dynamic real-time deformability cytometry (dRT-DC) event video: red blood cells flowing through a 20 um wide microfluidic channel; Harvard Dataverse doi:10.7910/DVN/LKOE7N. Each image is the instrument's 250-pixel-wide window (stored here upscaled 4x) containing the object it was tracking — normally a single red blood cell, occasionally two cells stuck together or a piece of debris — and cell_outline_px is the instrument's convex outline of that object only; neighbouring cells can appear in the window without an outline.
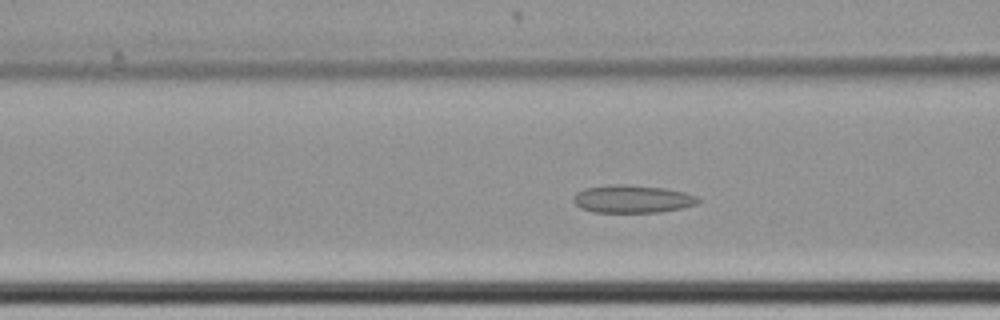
{"species": "common noctule bat (a hibernating species)", "species_latin": "Nyctalus noctula", "temperature_condition": "cold", "stored_images_in_passage": 57, "camera_frame_rate_fps": 3000, "um_per_image_px": 0.085, "animal": {"sex": "female", "body_mass_g": 22.7, "forearm_length_mm": 54.2}, "frame": {"image": 1, "passage_image": 21, "time_ms": 6.667, "image_size_px": [1000, 320], "cell_outline_px": [[700, 200], [696, 204], [680, 208], [660, 212], [592, 212], [580, 208], [572, 200], [572, 196], [576, 192], [584, 188], [608, 184], [628, 184], [664, 188], [684, 192], [696, 196]], "centroid_in_image_um": [53.68, 16.9], "position_along_channel_um": 112.9, "area_um2": 20.35}}
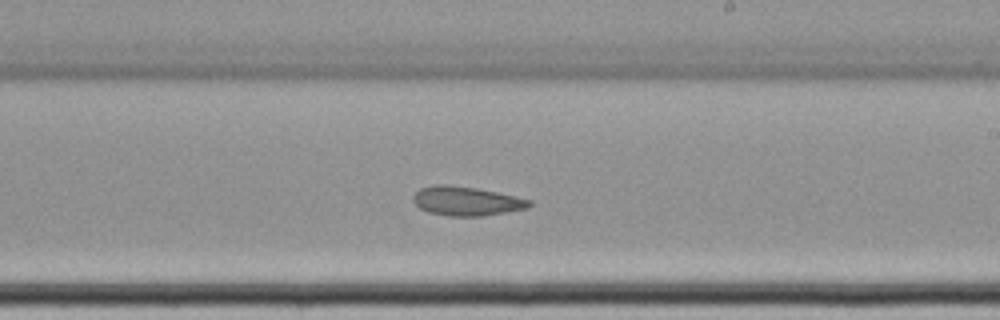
{"frame": {"image": 2, "passage_image": 33, "time_ms": 10.667, "image_size_px": [1000, 320], "cell_outline_px": [[532, 204], [528, 208], [484, 216], [448, 216], [428, 212], [420, 208], [412, 200], [412, 196], [420, 188], [436, 184], [448, 184], [476, 188], [516, 196], [532, 200]], "centroid_in_image_um": [39.64, 17.09], "position_along_channel_um": 249.4, "area_um2": 19.83}}
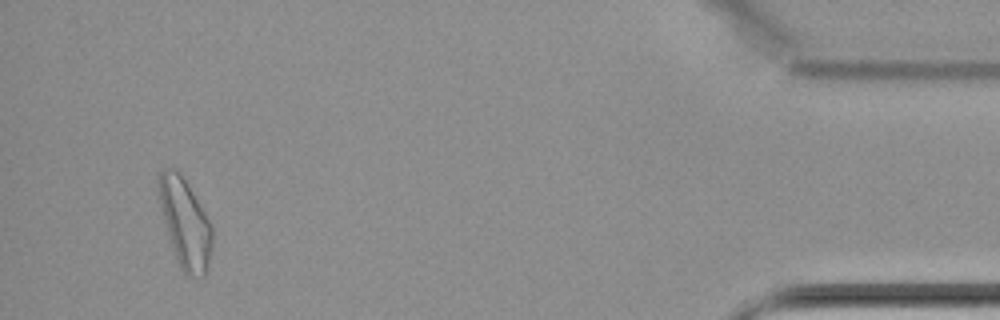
{"frame": {"image": 3, "passage_image": 54, "time_ms": 17.667, "image_size_px": [1000, 320], "cell_outline_px": [[212, 248], [204, 276], [188, 276], [180, 268], [168, 236], [156, 188], [156, 180], [160, 172], [164, 168], [172, 168], [184, 180], [192, 192], [212, 224]], "centroid_in_image_um": [15.71, 18.97], "position_along_channel_um": 419.5, "area_um2": 27.4}}